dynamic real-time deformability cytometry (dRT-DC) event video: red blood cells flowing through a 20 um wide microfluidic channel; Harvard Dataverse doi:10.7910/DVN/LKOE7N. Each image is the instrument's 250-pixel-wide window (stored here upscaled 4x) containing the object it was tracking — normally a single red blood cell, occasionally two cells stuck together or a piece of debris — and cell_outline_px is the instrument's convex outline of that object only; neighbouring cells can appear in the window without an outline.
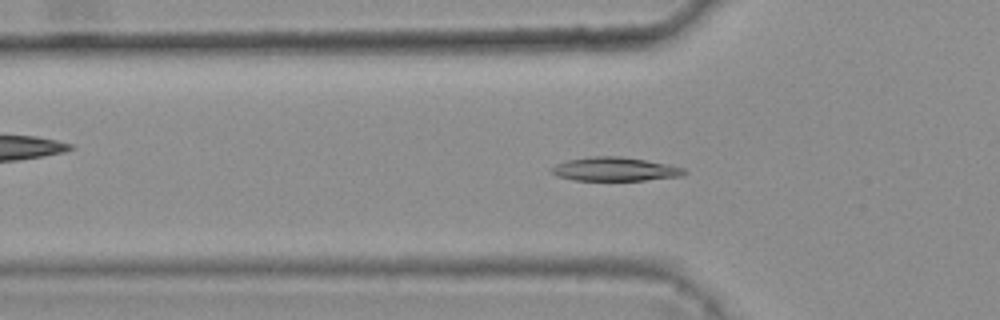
{"species": "common noctule bat (a hibernating species)", "species_latin": "Nyctalus noctula", "temperature_condition": "warm", "stored_images_in_passage": 38, "camera_frame_rate_fps": 3000, "um_per_image_px": 0.085, "animal": {"sex": "female", "body_mass_g": 25.1}, "frame": {"image": 1, "passage_image": 10, "time_ms": 3.0, "image_size_px": [1000, 320], "cell_outline_px": [[688, 172], [684, 176], [644, 180], [576, 180], [556, 176], [552, 172], [552, 168], [556, 164], [568, 160], [596, 156], [620, 156], [668, 164], [684, 168]], "centroid_in_image_um": [52.32, 14.38], "position_along_channel_um": 73.5, "area_um2": 18.21}}
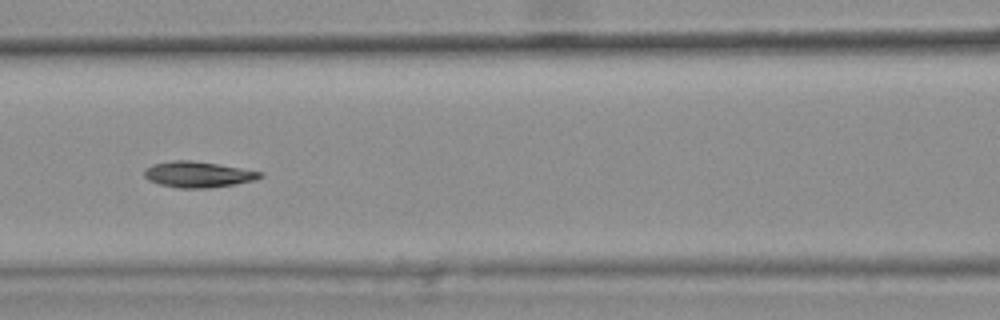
{"frame": {"image": 2, "passage_image": 16, "time_ms": 5.0, "image_size_px": [1000, 320], "cell_outline_px": [[264, 176], [256, 180], [208, 188], [176, 188], [160, 184], [148, 180], [144, 176], [144, 172], [152, 164], [172, 160], [192, 160], [216, 164], [260, 172]], "centroid_in_image_um": [16.79, 14.83], "position_along_channel_um": 149.8, "area_um2": 17.22}}
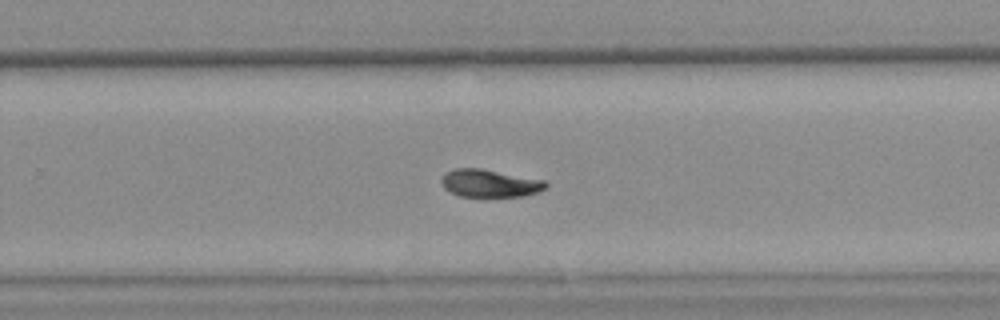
{"frame": {"image": 3, "passage_image": 27, "time_ms": 8.667, "image_size_px": [1000, 320], "cell_outline_px": [[548, 188], [540, 192], [524, 196], [460, 196], [444, 188], [440, 180], [444, 172], [456, 168], [480, 168], [544, 180], [548, 184]], "centroid_in_image_um": [41.64, 15.57], "position_along_channel_um": 288.2, "area_um2": 16.88}, "authors_computed_cell_mechanics": {"area_um2": 17.34, "velocity_mm_per_s": 3.7884, "shape_relaxation_time_tau1_ms": 5.0525, "shape_relaxation_time_tau2_ms": 6.5084, "deformation_change_tau1": 0.1609, "deformation_change_tau2": 0.0426}}